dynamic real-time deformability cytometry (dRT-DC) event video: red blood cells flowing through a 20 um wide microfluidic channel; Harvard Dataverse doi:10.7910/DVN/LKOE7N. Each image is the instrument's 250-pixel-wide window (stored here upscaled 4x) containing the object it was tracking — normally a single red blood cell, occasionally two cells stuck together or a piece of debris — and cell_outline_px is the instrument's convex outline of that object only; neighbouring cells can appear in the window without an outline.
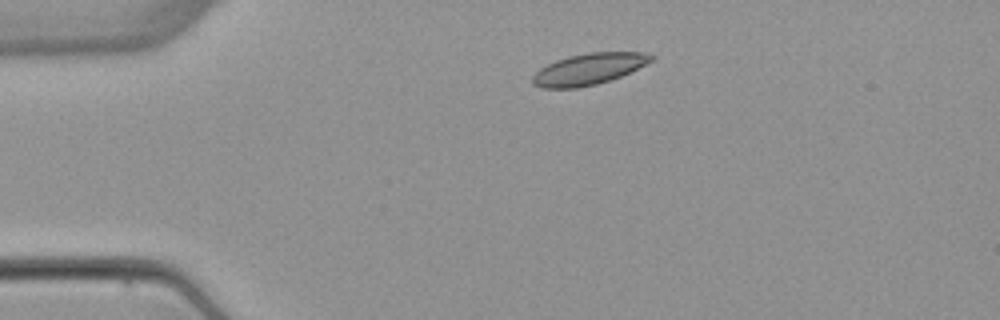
{"species": "common noctule bat (a hibernating species)", "species_latin": "Nyctalus noctula", "temperature_condition": "warm", "stored_images_in_passage": 2, "camera_frame_rate_fps": 3000, "um_per_image_px": 0.085, "animal": {"sex": "female", "body_mass_g": 22.7, "forearm_length_mm": 54.2}, "frame": {"image": 1, "passage_image": 1, "time_ms": 0.0, "image_size_px": [1000, 320], "cell_outline_px": [[656, 56], [652, 60], [620, 76], [596, 84], [576, 88], [540, 88], [532, 84], [532, 76], [540, 68], [556, 60], [568, 56], [588, 52], [644, 52]], "centroid_in_image_um": [49.99, 5.86], "position_along_channel_um": 35.0, "area_um2": 21.44}}